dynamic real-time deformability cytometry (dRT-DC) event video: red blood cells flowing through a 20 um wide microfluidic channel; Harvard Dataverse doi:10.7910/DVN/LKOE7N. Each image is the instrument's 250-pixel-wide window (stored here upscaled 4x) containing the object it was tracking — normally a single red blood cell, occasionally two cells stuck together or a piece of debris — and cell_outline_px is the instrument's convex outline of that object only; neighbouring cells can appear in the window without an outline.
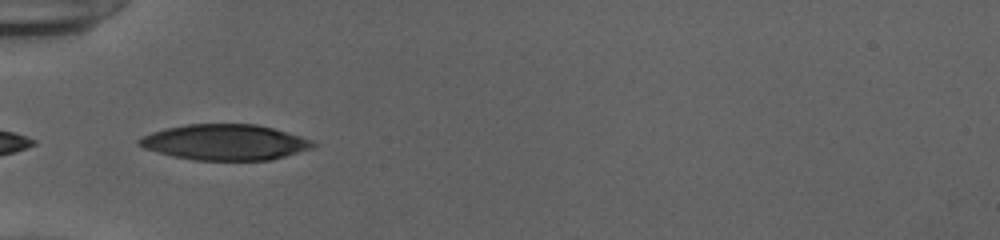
{"species": "human", "species_latin": "Homo sapiens", "temperature_condition": "cold", "stored_images_in_passage": 33, "camera_frame_rate_fps": 3000, "um_per_image_px": 0.085, "donor": {"sex": "female"}, "frame": {"image": 1, "passage_image": 1, "time_ms": 0.0, "image_size_px": [1000, 240], "cell_outline_px": [[316, 148], [272, 160], [192, 160], [172, 156], [144, 148], [136, 144], [136, 140], [152, 132], [164, 128], [188, 124], [256, 124], [272, 128], [300, 136], [312, 140], [316, 144]], "centroid_in_image_um": [19.14, 12.1], "position_along_channel_um": 65.9, "area_um2": 36.36}}
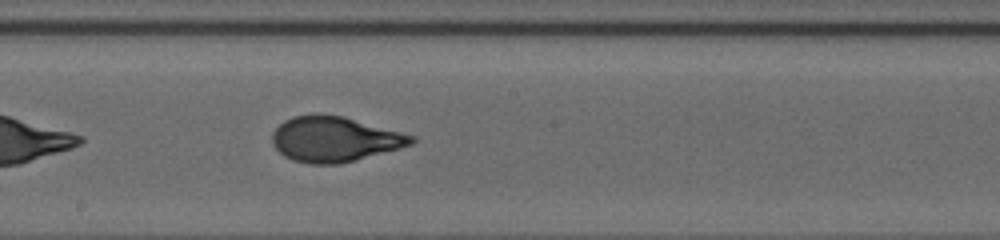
{"frame": {"image": 2, "passage_image": 13, "time_ms": 4.0, "image_size_px": [1000, 240], "cell_outline_px": [[416, 140], [412, 144], [400, 148], [336, 164], [312, 164], [292, 160], [284, 156], [272, 144], [272, 132], [284, 120], [292, 116], [312, 112], [316, 112], [344, 116], [416, 136]], "centroid_in_image_um": [28.4, 11.79], "position_along_channel_um": 219.8, "area_um2": 36.82}}
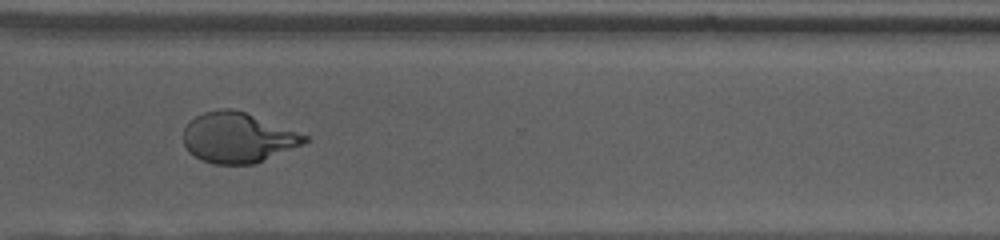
{"frame": {"image": 3, "passage_image": 23, "time_ms": 7.333, "image_size_px": [1000, 240], "cell_outline_px": [[308, 140], [304, 144], [256, 164], [212, 164], [200, 160], [188, 152], [184, 144], [184, 128], [196, 116], [204, 112], [220, 108], [232, 108], [244, 112], [308, 136]], "centroid_in_image_um": [20.19, 11.72], "position_along_channel_um": 350.4, "area_um2": 35.37}, "authors_computed_cell_mechanics": {"area_um2": 36.7608, "velocity_mm_per_s": 3.928, "shape_relaxation_time_tau1_ms": 5.1218, "shape_relaxation_time_tau2_ms": null, "deformation_change_tau1": 0.2388, "deformation_change_tau2": null}}